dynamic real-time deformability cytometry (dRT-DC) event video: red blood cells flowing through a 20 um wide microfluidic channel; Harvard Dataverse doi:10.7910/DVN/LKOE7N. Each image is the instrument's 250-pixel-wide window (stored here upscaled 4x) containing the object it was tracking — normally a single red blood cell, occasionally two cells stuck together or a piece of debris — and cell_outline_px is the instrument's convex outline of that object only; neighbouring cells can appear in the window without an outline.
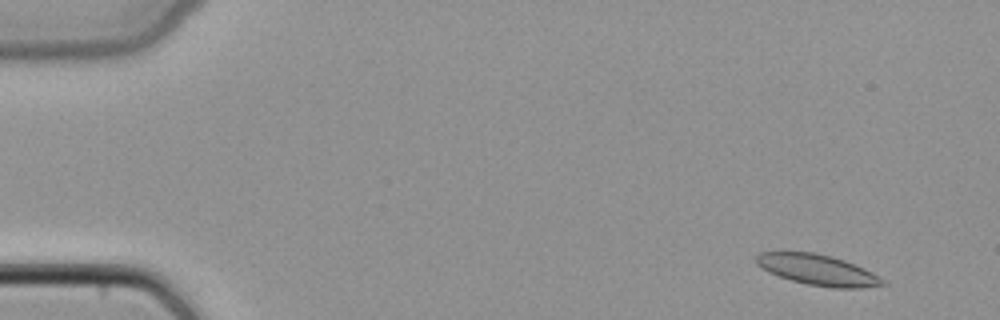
{"species": "common noctule bat (a hibernating species)", "species_latin": "Nyctalus noctula", "temperature_condition": "cold", "stored_images_in_passage": 47, "camera_frame_rate_fps": 3000, "um_per_image_px": 0.085, "animal": {"sex": "female", "body_mass_g": 22.7, "forearm_length_mm": 54.2}, "frame": {"image": 1, "passage_image": 3, "time_ms": 0.667, "image_size_px": [1000, 320], "cell_outline_px": [[888, 284], [860, 288], [832, 288], [808, 284], [792, 280], [768, 272], [760, 268], [756, 264], [756, 256], [760, 252], [812, 252], [832, 256], [844, 260], [864, 268], [880, 276]], "centroid_in_image_um": [69.52, 22.94], "position_along_channel_um": 15.5, "area_um2": 22.6}}
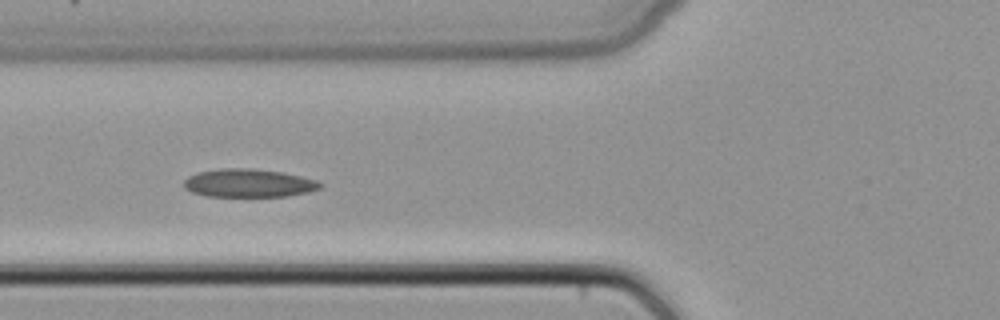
{"frame": {"image": 2, "passage_image": 18, "time_ms": 5.667, "image_size_px": [1000, 320], "cell_outline_px": [[324, 184], [320, 188], [308, 192], [288, 196], [208, 196], [192, 192], [184, 188], [184, 180], [188, 176], [200, 172], [220, 168], [252, 168], [284, 172], [316, 180]], "centroid_in_image_um": [21.15, 15.56], "position_along_channel_um": 104.7, "area_um2": 22.43}}
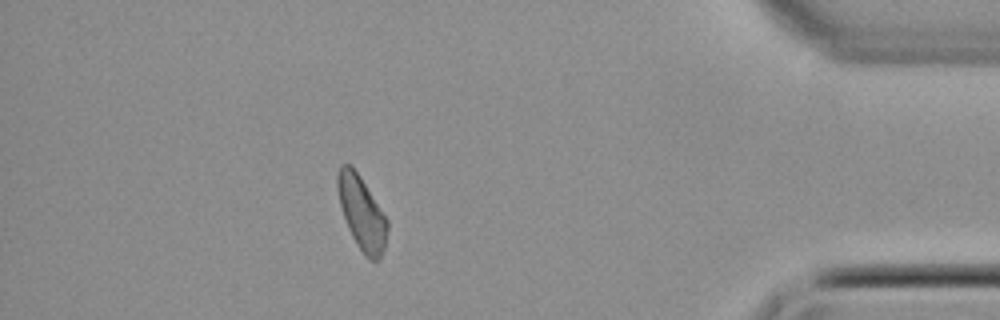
{"frame": {"image": 3, "passage_image": 42, "time_ms": 13.667, "image_size_px": [1000, 320], "cell_outline_px": [[388, 228], [384, 248], [380, 260], [372, 260], [364, 256], [356, 244], [348, 228], [340, 204], [336, 188], [336, 176], [340, 164], [352, 164], [360, 176], [388, 220]], "centroid_in_image_um": [30.73, 18.08], "position_along_channel_um": 404.5, "area_um2": 21.39}}